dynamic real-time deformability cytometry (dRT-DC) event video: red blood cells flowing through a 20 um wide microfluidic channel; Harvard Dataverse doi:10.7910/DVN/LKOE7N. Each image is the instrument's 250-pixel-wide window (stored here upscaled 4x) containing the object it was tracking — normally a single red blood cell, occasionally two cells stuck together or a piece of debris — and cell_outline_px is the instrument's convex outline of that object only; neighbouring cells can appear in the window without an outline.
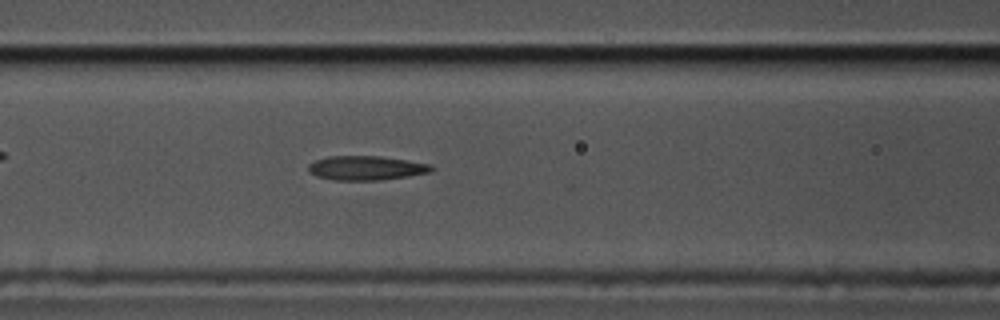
{"species": "common noctule bat (a hibernating species)", "species_latin": "Nyctalus noctula", "temperature_condition": "cold", "stored_images_in_passage": 42, "camera_frame_rate_fps": 3000, "um_per_image_px": 0.085, "animal": {"sex": "male", "body_mass_g": 17.5, "forearm_length_mm": 52.3}, "frame": {"image": 1, "passage_image": 13, "time_ms": 4.0, "image_size_px": [1000, 320], "cell_outline_px": [[436, 168], [432, 172], [408, 176], [376, 180], [332, 180], [316, 176], [308, 172], [308, 164], [316, 160], [328, 156], [380, 156], [408, 160], [432, 164]], "centroid_in_image_um": [31.14, 14.27], "position_along_channel_um": 135.5, "area_um2": 17.57}}
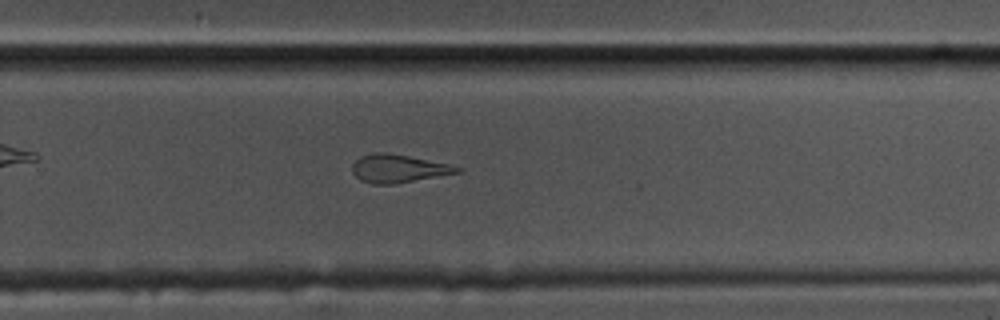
{"frame": {"image": 2, "passage_image": 27, "time_ms": 8.667, "image_size_px": [1000, 320], "cell_outline_px": [[464, 168], [460, 172], [392, 184], [372, 184], [360, 180], [352, 172], [352, 164], [360, 156], [376, 152], [384, 152], [408, 156], [448, 164]], "centroid_in_image_um": [33.82, 14.32], "position_along_channel_um": 296.0, "area_um2": 16.94}}
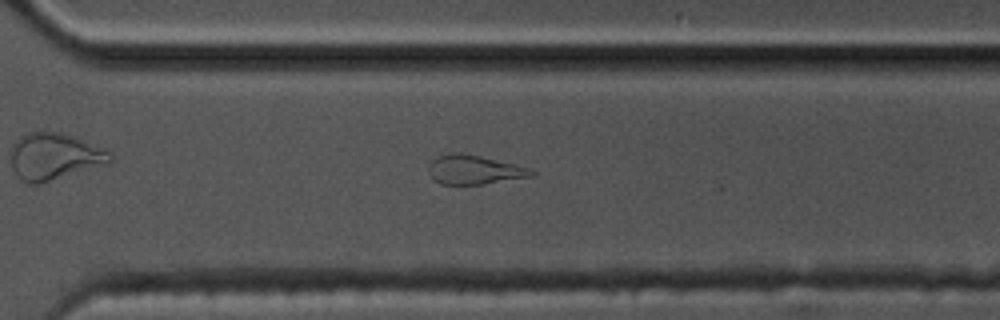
{"frame": {"image": 3, "passage_image": 30, "time_ms": 9.667, "image_size_px": [1000, 320], "cell_outline_px": [[536, 172], [532, 176], [480, 184], [440, 184], [428, 172], [428, 164], [436, 156], [452, 152], [460, 152], [480, 156], [516, 164], [528, 168]], "centroid_in_image_um": [40.27, 14.41], "position_along_channel_um": 330.3, "area_um2": 17.34}, "authors_computed_cell_mechanics": {"area_um2": 17.6868, "velocity_mm_per_s": 3.4505, "shape_relaxation_time_tau1_ms": null, "shape_relaxation_time_tau2_ms": 4.3709, "deformation_change_tau1": null, "deformation_change_tau2": 0.136}}